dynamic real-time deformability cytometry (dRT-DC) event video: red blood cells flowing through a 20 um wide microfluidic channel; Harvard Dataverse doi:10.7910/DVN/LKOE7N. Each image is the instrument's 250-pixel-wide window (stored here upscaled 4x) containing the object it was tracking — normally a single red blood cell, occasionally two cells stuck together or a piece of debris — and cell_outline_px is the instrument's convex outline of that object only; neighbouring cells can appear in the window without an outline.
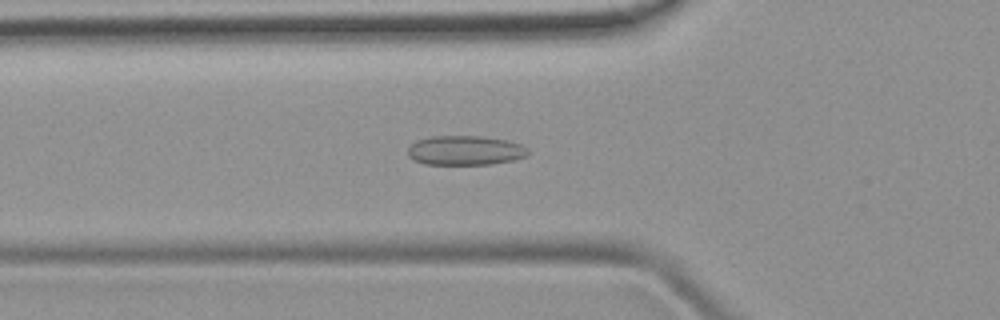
{"species": "common noctule bat (a hibernating species)", "species_latin": "Nyctalus noctula", "temperature_condition": "room temperature", "stored_images_in_passage": 38, "camera_frame_rate_fps": 3000, "um_per_image_px": 0.085, "animal": {"sex": "female", "body_mass_g": 19.9}, "frame": {"image": 1, "passage_image": 7, "time_ms": 2.0, "image_size_px": [1000, 320], "cell_outline_px": [[528, 156], [512, 160], [492, 164], [424, 164], [408, 156], [408, 148], [416, 140], [432, 136], [484, 136], [508, 140], [520, 144], [528, 148]], "centroid_in_image_um": [39.56, 12.78], "position_along_channel_um": 86.2, "area_um2": 20.69}}
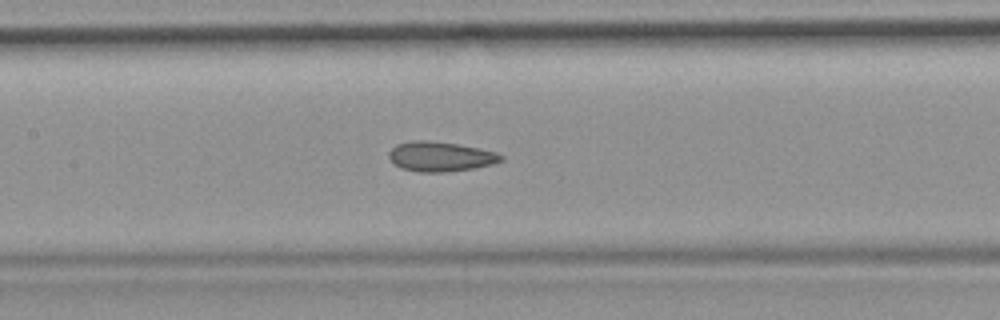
{"frame": {"image": 2, "passage_image": 13, "time_ms": 4.0, "image_size_px": [1000, 320], "cell_outline_px": [[504, 160], [492, 164], [476, 168], [444, 172], [420, 172], [400, 168], [388, 156], [388, 152], [396, 144], [416, 140], [424, 140], [456, 144], [480, 148], [496, 152], [504, 156]], "centroid_in_image_um": [37.46, 13.31], "position_along_channel_um": 169.9, "area_um2": 19.42}}
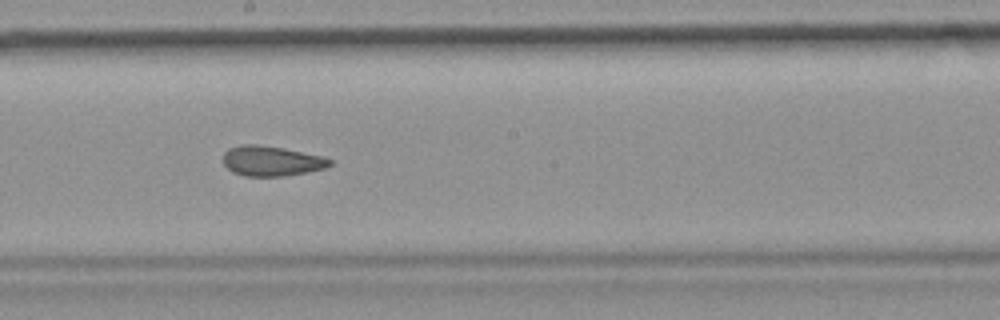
{"frame": {"image": 3, "passage_image": 17, "time_ms": 5.333, "image_size_px": [1000, 320], "cell_outline_px": [[332, 164], [324, 168], [284, 176], [244, 176], [232, 172], [224, 164], [224, 152], [228, 148], [240, 144], [256, 144], [284, 148], [324, 156], [332, 160]], "centroid_in_image_um": [23.06, 13.67], "position_along_channel_um": 225.1, "area_um2": 18.73}}